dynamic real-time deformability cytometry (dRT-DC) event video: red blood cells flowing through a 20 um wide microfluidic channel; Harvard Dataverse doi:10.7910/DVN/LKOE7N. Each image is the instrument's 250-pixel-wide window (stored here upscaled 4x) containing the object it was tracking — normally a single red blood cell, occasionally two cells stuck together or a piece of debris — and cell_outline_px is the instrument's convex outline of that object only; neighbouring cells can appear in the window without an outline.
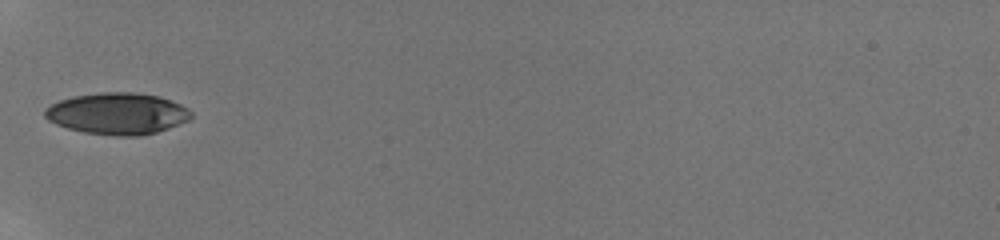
{"species": "human", "species_latin": "Homo sapiens", "temperature_condition": "room temperature", "stored_images_in_passage": 28, "camera_frame_rate_fps": 3000, "um_per_image_px": 0.085, "donor": {"sex": "male"}, "frame": {"image": 1, "passage_image": 1, "time_ms": 0.0, "image_size_px": [1000, 240], "cell_outline_px": [[192, 116], [188, 120], [168, 128], [156, 132], [140, 136], [116, 136], [84, 132], [68, 128], [56, 124], [48, 120], [44, 116], [44, 112], [52, 104], [60, 100], [72, 96], [100, 92], [136, 92], [160, 96], [180, 104], [188, 108], [192, 112]], "centroid_in_image_um": [9.99, 9.65], "position_along_channel_um": 75.0, "area_um2": 35.43}}
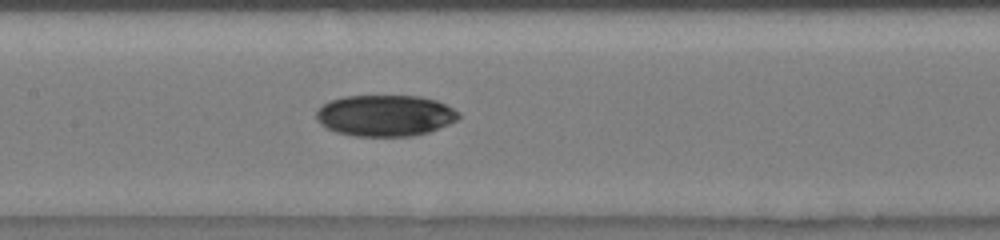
{"frame": {"image": 2, "passage_image": 10, "time_ms": 2.667, "image_size_px": [1000, 240], "cell_outline_px": [[460, 116], [456, 120], [448, 124], [428, 132], [412, 136], [356, 136], [336, 132], [320, 124], [316, 120], [316, 112], [328, 100], [344, 96], [420, 96], [436, 100], [460, 112]], "centroid_in_image_um": [32.72, 9.82], "position_along_channel_um": 174.7, "area_um2": 34.22}}
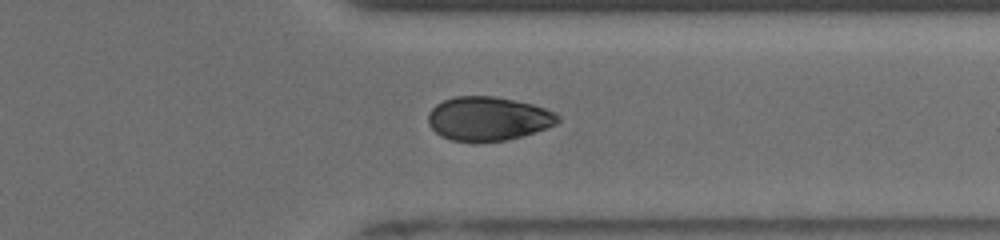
{"frame": {"image": 3, "passage_image": 19, "time_ms": 7.667, "image_size_px": [1000, 240], "cell_outline_px": [[560, 120], [556, 124], [520, 136], [504, 140], [452, 140], [440, 136], [428, 124], [428, 112], [436, 104], [444, 100], [456, 96], [496, 96], [532, 104], [556, 112], [560, 116]], "centroid_in_image_um": [41.48, 10.05], "position_along_channel_um": 369.9, "area_um2": 32.71}, "authors_computed_cell_mechanics": {"area_um2": 34.0731, "velocity_mm_per_s": 3.9133, "shape_relaxation_time_tau1_ms": 3.9046, "shape_relaxation_time_tau2_ms": null, "deformation_change_tau1": 0.0997, "deformation_change_tau2": null}}